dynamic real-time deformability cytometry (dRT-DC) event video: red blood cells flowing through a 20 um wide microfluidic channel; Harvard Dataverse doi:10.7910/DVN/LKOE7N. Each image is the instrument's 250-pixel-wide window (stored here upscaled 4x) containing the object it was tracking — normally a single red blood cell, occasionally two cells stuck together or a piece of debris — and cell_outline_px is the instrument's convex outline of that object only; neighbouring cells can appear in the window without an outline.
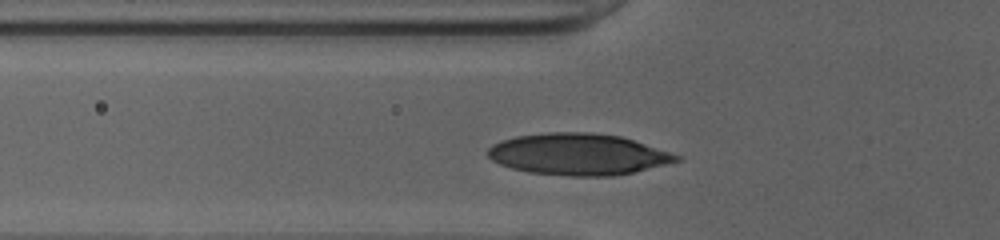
{"species": "human", "species_latin": "Homo sapiens", "temperature_condition": "cold", "stored_images_in_passage": 31, "camera_frame_rate_fps": 3000, "um_per_image_px": 0.085, "donor": {"sex": "female"}, "frame": {"image": 1, "passage_image": 7, "time_ms": 2.0, "image_size_px": [1000, 240], "cell_outline_px": [[680, 160], [632, 172], [612, 176], [568, 176], [528, 172], [512, 168], [500, 164], [492, 160], [488, 156], [488, 148], [492, 144], [500, 140], [516, 136], [548, 132], [592, 132], [620, 136], [680, 156]], "centroid_in_image_um": [49.06, 13.11], "position_along_channel_um": 76.7, "area_um2": 45.2}}
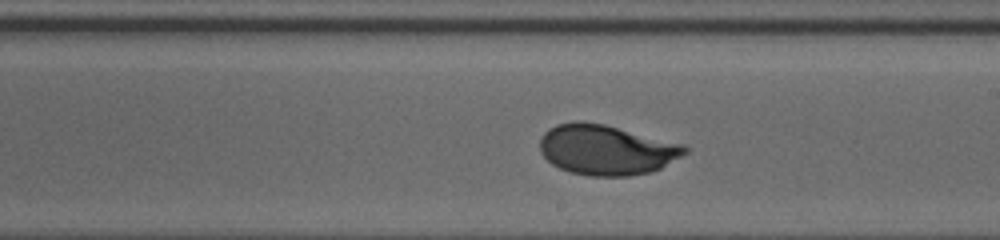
{"frame": {"image": 2, "passage_image": 19, "time_ms": 6.0, "image_size_px": [1000, 240], "cell_outline_px": [[688, 152], [660, 168], [652, 172], [628, 176], [588, 176], [572, 172], [560, 168], [552, 164], [540, 152], [540, 140], [544, 132], [548, 128], [556, 124], [572, 120], [580, 120], [604, 124], [684, 144], [688, 148]], "centroid_in_image_um": [51.52, 12.72], "position_along_channel_um": 237.5, "area_um2": 42.54}}
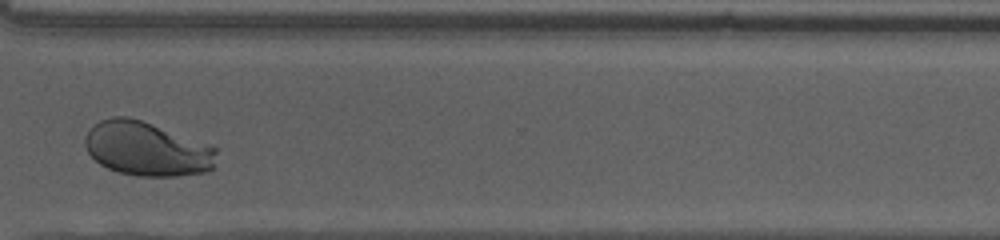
{"frame": {"image": 3, "passage_image": 28, "time_ms": 9.0, "image_size_px": [1000, 240], "cell_outline_px": [[216, 152], [212, 168], [208, 172], [176, 176], [136, 176], [120, 172], [108, 168], [100, 164], [88, 152], [84, 144], [84, 136], [100, 120], [112, 116], [128, 116], [140, 120], [216, 148]], "centroid_in_image_um": [12.44, 12.67], "position_along_channel_um": 358.2, "area_um2": 40.81}, "authors_computed_cell_mechanics": {"area_um2": 42.1362, "velocity_mm_per_s": 4.0188, "shape_relaxation_time_tau1_ms": 3.8363, "shape_relaxation_time_tau2_ms": null, "deformation_change_tau1": 0.1813, "deformation_change_tau2": null}}